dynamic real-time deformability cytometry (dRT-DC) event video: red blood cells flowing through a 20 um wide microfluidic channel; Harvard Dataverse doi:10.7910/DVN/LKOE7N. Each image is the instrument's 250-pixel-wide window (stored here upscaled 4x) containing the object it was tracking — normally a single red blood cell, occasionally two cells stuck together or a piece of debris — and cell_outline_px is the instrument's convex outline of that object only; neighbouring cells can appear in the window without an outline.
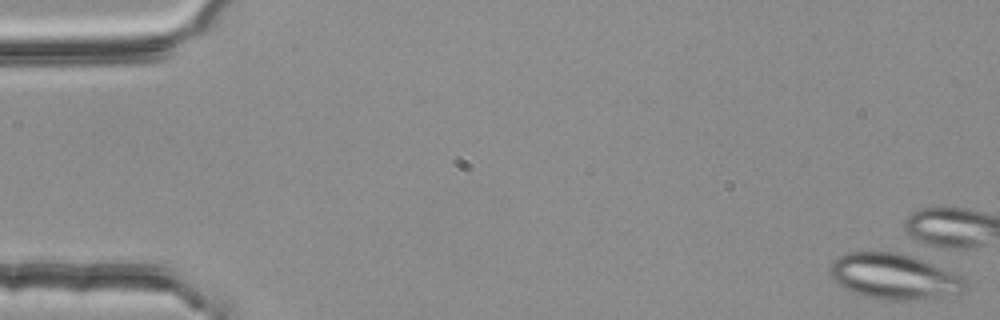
{"species": "common noctule bat (a hibernating species)", "species_latin": "Nyctalus noctula", "temperature_condition": "room temperature", "stored_images_in_passage": 2, "camera_frame_rate_fps": 3000, "um_per_image_px": 0.085, "animal": {"sex": "female", "body_mass_g": 25.1}, "frame": {"image": 1, "passage_image": 1, "time_ms": 0.0, "image_size_px": [1000, 320], "cell_outline_px": [[964, 288], [960, 292], [936, 300], [888, 300], [868, 296], [852, 292], [844, 288], [828, 272], [832, 264], [840, 256], [848, 252], [896, 252], [912, 256], [932, 264], [960, 276], [964, 280]], "centroid_in_image_um": [76.01, 23.52], "position_along_channel_um": 9.0, "area_um2": 35.49}}